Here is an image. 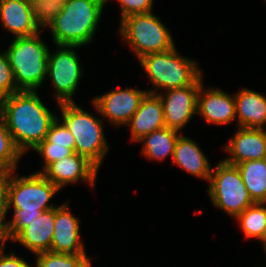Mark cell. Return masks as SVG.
<instances>
[{"label":"cell","mask_w":266,"mask_h":267,"mask_svg":"<svg viewBox=\"0 0 266 267\" xmlns=\"http://www.w3.org/2000/svg\"><path fill=\"white\" fill-rule=\"evenodd\" d=\"M0 116L24 155L41 143L57 118L37 91L20 90L0 100Z\"/></svg>","instance_id":"cell-1"},{"label":"cell","mask_w":266,"mask_h":267,"mask_svg":"<svg viewBox=\"0 0 266 267\" xmlns=\"http://www.w3.org/2000/svg\"><path fill=\"white\" fill-rule=\"evenodd\" d=\"M16 171L7 173V213L13 209V217L7 221L4 238L13 240L31 221L43 211L56 208L49 204L60 189L42 173L19 176Z\"/></svg>","instance_id":"cell-2"},{"label":"cell","mask_w":266,"mask_h":267,"mask_svg":"<svg viewBox=\"0 0 266 267\" xmlns=\"http://www.w3.org/2000/svg\"><path fill=\"white\" fill-rule=\"evenodd\" d=\"M107 2L108 0H65L62 11L48 26L53 43L80 47L91 43Z\"/></svg>","instance_id":"cell-3"},{"label":"cell","mask_w":266,"mask_h":267,"mask_svg":"<svg viewBox=\"0 0 266 267\" xmlns=\"http://www.w3.org/2000/svg\"><path fill=\"white\" fill-rule=\"evenodd\" d=\"M138 62L149 78L148 83L154 86L147 92L153 94L190 86L203 74L197 61L181 55L176 46L143 56Z\"/></svg>","instance_id":"cell-4"},{"label":"cell","mask_w":266,"mask_h":267,"mask_svg":"<svg viewBox=\"0 0 266 267\" xmlns=\"http://www.w3.org/2000/svg\"><path fill=\"white\" fill-rule=\"evenodd\" d=\"M41 32L14 37L5 50L19 90L38 91L46 79L49 46L43 42Z\"/></svg>","instance_id":"cell-5"},{"label":"cell","mask_w":266,"mask_h":267,"mask_svg":"<svg viewBox=\"0 0 266 267\" xmlns=\"http://www.w3.org/2000/svg\"><path fill=\"white\" fill-rule=\"evenodd\" d=\"M61 111L58 117L72 133L75 153L85 156L98 169L109 152V143L104 134L103 118L82 109L76 102L57 104Z\"/></svg>","instance_id":"cell-6"},{"label":"cell","mask_w":266,"mask_h":267,"mask_svg":"<svg viewBox=\"0 0 266 267\" xmlns=\"http://www.w3.org/2000/svg\"><path fill=\"white\" fill-rule=\"evenodd\" d=\"M119 25L120 38L127 43L137 60L176 46L170 29L153 12L130 15Z\"/></svg>","instance_id":"cell-7"},{"label":"cell","mask_w":266,"mask_h":267,"mask_svg":"<svg viewBox=\"0 0 266 267\" xmlns=\"http://www.w3.org/2000/svg\"><path fill=\"white\" fill-rule=\"evenodd\" d=\"M207 194L212 205L233 218L254 204L242 180L237 165L224 159L212 168Z\"/></svg>","instance_id":"cell-8"},{"label":"cell","mask_w":266,"mask_h":267,"mask_svg":"<svg viewBox=\"0 0 266 267\" xmlns=\"http://www.w3.org/2000/svg\"><path fill=\"white\" fill-rule=\"evenodd\" d=\"M55 51L49 49L46 78L51 81L57 104L72 103L79 82L85 74L77 48L80 46L55 45Z\"/></svg>","instance_id":"cell-9"},{"label":"cell","mask_w":266,"mask_h":267,"mask_svg":"<svg viewBox=\"0 0 266 267\" xmlns=\"http://www.w3.org/2000/svg\"><path fill=\"white\" fill-rule=\"evenodd\" d=\"M120 88L117 86L103 95L95 96L91 102L95 112L105 118L103 120L116 127L122 125L125 127L137 111L147 90L133 87Z\"/></svg>","instance_id":"cell-10"},{"label":"cell","mask_w":266,"mask_h":267,"mask_svg":"<svg viewBox=\"0 0 266 267\" xmlns=\"http://www.w3.org/2000/svg\"><path fill=\"white\" fill-rule=\"evenodd\" d=\"M203 74L190 86L159 92L164 111L165 127L182 132L197 114L198 92Z\"/></svg>","instance_id":"cell-11"},{"label":"cell","mask_w":266,"mask_h":267,"mask_svg":"<svg viewBox=\"0 0 266 267\" xmlns=\"http://www.w3.org/2000/svg\"><path fill=\"white\" fill-rule=\"evenodd\" d=\"M99 169L85 156L77 153L51 163L42 174L60 190L66 185L84 182L95 188Z\"/></svg>","instance_id":"cell-12"},{"label":"cell","mask_w":266,"mask_h":267,"mask_svg":"<svg viewBox=\"0 0 266 267\" xmlns=\"http://www.w3.org/2000/svg\"><path fill=\"white\" fill-rule=\"evenodd\" d=\"M80 219L69 209V201L55 208L54 235L51 252L80 255L87 254L81 240Z\"/></svg>","instance_id":"cell-13"},{"label":"cell","mask_w":266,"mask_h":267,"mask_svg":"<svg viewBox=\"0 0 266 267\" xmlns=\"http://www.w3.org/2000/svg\"><path fill=\"white\" fill-rule=\"evenodd\" d=\"M200 85L198 92L197 114L209 124L228 125L236 121L235 97L228 92Z\"/></svg>","instance_id":"cell-14"},{"label":"cell","mask_w":266,"mask_h":267,"mask_svg":"<svg viewBox=\"0 0 266 267\" xmlns=\"http://www.w3.org/2000/svg\"><path fill=\"white\" fill-rule=\"evenodd\" d=\"M223 150L228 157L224 160L230 164H238L247 160L266 159V131L262 128L238 127Z\"/></svg>","instance_id":"cell-15"},{"label":"cell","mask_w":266,"mask_h":267,"mask_svg":"<svg viewBox=\"0 0 266 267\" xmlns=\"http://www.w3.org/2000/svg\"><path fill=\"white\" fill-rule=\"evenodd\" d=\"M130 141L138 143L147 134L165 127L162 102L157 94L146 93L129 123Z\"/></svg>","instance_id":"cell-16"},{"label":"cell","mask_w":266,"mask_h":267,"mask_svg":"<svg viewBox=\"0 0 266 267\" xmlns=\"http://www.w3.org/2000/svg\"><path fill=\"white\" fill-rule=\"evenodd\" d=\"M0 22L13 38L35 35L41 31L35 23L28 0H0Z\"/></svg>","instance_id":"cell-17"},{"label":"cell","mask_w":266,"mask_h":267,"mask_svg":"<svg viewBox=\"0 0 266 267\" xmlns=\"http://www.w3.org/2000/svg\"><path fill=\"white\" fill-rule=\"evenodd\" d=\"M54 223L55 208L43 211L10 242L20 243L34 255L50 251Z\"/></svg>","instance_id":"cell-18"},{"label":"cell","mask_w":266,"mask_h":267,"mask_svg":"<svg viewBox=\"0 0 266 267\" xmlns=\"http://www.w3.org/2000/svg\"><path fill=\"white\" fill-rule=\"evenodd\" d=\"M172 163L194 177L209 182L212 173L211 164L195 140L181 133L176 142Z\"/></svg>","instance_id":"cell-19"},{"label":"cell","mask_w":266,"mask_h":267,"mask_svg":"<svg viewBox=\"0 0 266 267\" xmlns=\"http://www.w3.org/2000/svg\"><path fill=\"white\" fill-rule=\"evenodd\" d=\"M237 127L266 128V96L252 89L234 93Z\"/></svg>","instance_id":"cell-20"},{"label":"cell","mask_w":266,"mask_h":267,"mask_svg":"<svg viewBox=\"0 0 266 267\" xmlns=\"http://www.w3.org/2000/svg\"><path fill=\"white\" fill-rule=\"evenodd\" d=\"M180 134L181 132L168 127L155 130L138 141L143 146L141 153L151 161H163L169 156L172 159Z\"/></svg>","instance_id":"cell-21"},{"label":"cell","mask_w":266,"mask_h":267,"mask_svg":"<svg viewBox=\"0 0 266 267\" xmlns=\"http://www.w3.org/2000/svg\"><path fill=\"white\" fill-rule=\"evenodd\" d=\"M254 203H266V159L236 164Z\"/></svg>","instance_id":"cell-22"},{"label":"cell","mask_w":266,"mask_h":267,"mask_svg":"<svg viewBox=\"0 0 266 267\" xmlns=\"http://www.w3.org/2000/svg\"><path fill=\"white\" fill-rule=\"evenodd\" d=\"M245 239L261 240L266 229V203H254L234 218Z\"/></svg>","instance_id":"cell-23"},{"label":"cell","mask_w":266,"mask_h":267,"mask_svg":"<svg viewBox=\"0 0 266 267\" xmlns=\"http://www.w3.org/2000/svg\"><path fill=\"white\" fill-rule=\"evenodd\" d=\"M22 157V152L16 147L5 121L0 116V171H16Z\"/></svg>","instance_id":"cell-24"},{"label":"cell","mask_w":266,"mask_h":267,"mask_svg":"<svg viewBox=\"0 0 266 267\" xmlns=\"http://www.w3.org/2000/svg\"><path fill=\"white\" fill-rule=\"evenodd\" d=\"M65 0H32V14L36 25L42 30L48 26L62 11Z\"/></svg>","instance_id":"cell-25"},{"label":"cell","mask_w":266,"mask_h":267,"mask_svg":"<svg viewBox=\"0 0 266 267\" xmlns=\"http://www.w3.org/2000/svg\"><path fill=\"white\" fill-rule=\"evenodd\" d=\"M36 267H81L90 257L87 254L70 255L51 251L35 255Z\"/></svg>","instance_id":"cell-26"},{"label":"cell","mask_w":266,"mask_h":267,"mask_svg":"<svg viewBox=\"0 0 266 267\" xmlns=\"http://www.w3.org/2000/svg\"><path fill=\"white\" fill-rule=\"evenodd\" d=\"M33 151L40 155L43 160V168L40 169L41 171H36V173H42L51 163L75 153L72 149L55 145L54 143L47 142L45 139Z\"/></svg>","instance_id":"cell-27"},{"label":"cell","mask_w":266,"mask_h":267,"mask_svg":"<svg viewBox=\"0 0 266 267\" xmlns=\"http://www.w3.org/2000/svg\"><path fill=\"white\" fill-rule=\"evenodd\" d=\"M45 140L55 145L65 146L75 152L74 137L58 116L52 122Z\"/></svg>","instance_id":"cell-28"},{"label":"cell","mask_w":266,"mask_h":267,"mask_svg":"<svg viewBox=\"0 0 266 267\" xmlns=\"http://www.w3.org/2000/svg\"><path fill=\"white\" fill-rule=\"evenodd\" d=\"M18 91L20 90L15 84L12 68L3 50L0 53V100Z\"/></svg>","instance_id":"cell-29"},{"label":"cell","mask_w":266,"mask_h":267,"mask_svg":"<svg viewBox=\"0 0 266 267\" xmlns=\"http://www.w3.org/2000/svg\"><path fill=\"white\" fill-rule=\"evenodd\" d=\"M110 1V0H108ZM120 6V21L130 15L153 12L154 0H115Z\"/></svg>","instance_id":"cell-30"},{"label":"cell","mask_w":266,"mask_h":267,"mask_svg":"<svg viewBox=\"0 0 266 267\" xmlns=\"http://www.w3.org/2000/svg\"><path fill=\"white\" fill-rule=\"evenodd\" d=\"M7 173H0V232L4 235L6 232L7 221Z\"/></svg>","instance_id":"cell-31"},{"label":"cell","mask_w":266,"mask_h":267,"mask_svg":"<svg viewBox=\"0 0 266 267\" xmlns=\"http://www.w3.org/2000/svg\"><path fill=\"white\" fill-rule=\"evenodd\" d=\"M6 247L3 246L0 249V267H32L28 261L15 254V252H10V254H5Z\"/></svg>","instance_id":"cell-32"},{"label":"cell","mask_w":266,"mask_h":267,"mask_svg":"<svg viewBox=\"0 0 266 267\" xmlns=\"http://www.w3.org/2000/svg\"><path fill=\"white\" fill-rule=\"evenodd\" d=\"M260 242L262 244V247L266 246V229H265L264 235L261 238Z\"/></svg>","instance_id":"cell-33"},{"label":"cell","mask_w":266,"mask_h":267,"mask_svg":"<svg viewBox=\"0 0 266 267\" xmlns=\"http://www.w3.org/2000/svg\"><path fill=\"white\" fill-rule=\"evenodd\" d=\"M81 267H92L91 258H89Z\"/></svg>","instance_id":"cell-34"},{"label":"cell","mask_w":266,"mask_h":267,"mask_svg":"<svg viewBox=\"0 0 266 267\" xmlns=\"http://www.w3.org/2000/svg\"><path fill=\"white\" fill-rule=\"evenodd\" d=\"M0 243H6L4 235L0 232Z\"/></svg>","instance_id":"cell-35"},{"label":"cell","mask_w":266,"mask_h":267,"mask_svg":"<svg viewBox=\"0 0 266 267\" xmlns=\"http://www.w3.org/2000/svg\"><path fill=\"white\" fill-rule=\"evenodd\" d=\"M7 243H0V249L3 247V246H6Z\"/></svg>","instance_id":"cell-36"},{"label":"cell","mask_w":266,"mask_h":267,"mask_svg":"<svg viewBox=\"0 0 266 267\" xmlns=\"http://www.w3.org/2000/svg\"><path fill=\"white\" fill-rule=\"evenodd\" d=\"M263 250H264V252H265V255H266V246H264V247H263Z\"/></svg>","instance_id":"cell-37"}]
</instances>
